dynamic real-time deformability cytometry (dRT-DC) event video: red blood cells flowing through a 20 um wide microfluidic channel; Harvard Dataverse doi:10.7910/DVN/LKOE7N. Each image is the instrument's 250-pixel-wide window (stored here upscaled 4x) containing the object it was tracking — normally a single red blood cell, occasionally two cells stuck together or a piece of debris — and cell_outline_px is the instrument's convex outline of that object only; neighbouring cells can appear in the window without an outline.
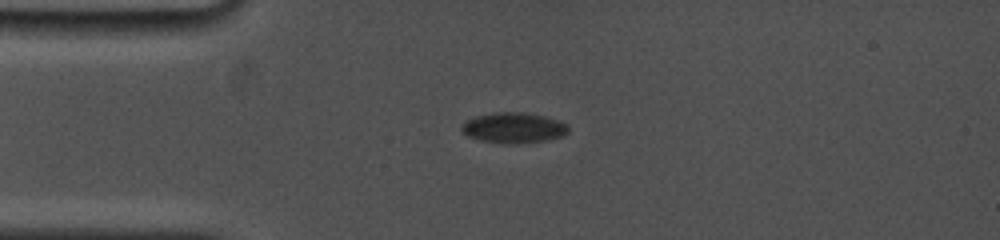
{"species": "common noctule bat (a hibernating species)", "species_latin": "Nyctalus noctula", "temperature_condition": "cold", "stored_images_in_passage": 13, "camera_frame_rate_fps": 5000, "um_per_image_px": 0.085, "animal": {"sex": "female", "body_mass_g": 19.0, "forearm_length_mm": 53.3}, "frame": {"image": 1, "passage_image": 8, "time_ms": 3.2, "image_size_px": [1000, 240], "cell_outline_px": [[568, 132], [564, 136], [548, 140], [512, 144], [504, 144], [480, 140], [468, 136], [460, 128], [468, 120], [476, 116], [492, 112], [524, 112], [544, 116], [568, 124]], "centroid_in_image_um": [43.68, 10.87], "position_along_channel_um": 41.3, "area_um2": 18.96}}
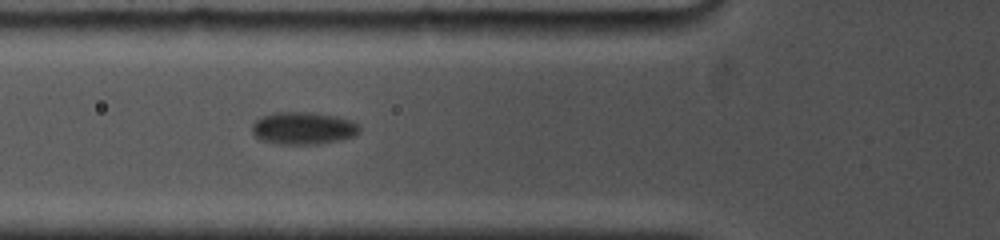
{"frame": {"image": 2, "passage_image": 13, "time_ms": 5.4, "image_size_px": [1000, 240], "cell_outline_px": [[360, 132], [356, 136], [340, 140], [320, 144], [276, 144], [260, 140], [252, 132], [252, 124], [260, 116], [276, 112], [312, 112], [336, 116], [352, 120], [360, 124]], "centroid_in_image_um": [25.8, 10.9], "position_along_channel_um": 100.0, "area_um2": 20.69}}